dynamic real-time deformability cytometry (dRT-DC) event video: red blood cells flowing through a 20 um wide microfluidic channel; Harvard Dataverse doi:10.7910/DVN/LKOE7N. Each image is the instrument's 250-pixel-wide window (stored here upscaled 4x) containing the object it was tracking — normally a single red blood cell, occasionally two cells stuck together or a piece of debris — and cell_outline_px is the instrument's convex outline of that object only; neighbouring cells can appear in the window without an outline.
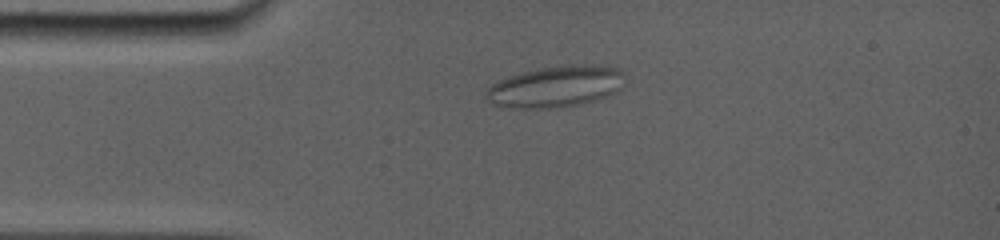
{"species": "common noctule bat (a hibernating species)", "species_latin": "Nyctalus noctula", "temperature_condition": "room temperature", "stored_images_in_passage": 8, "camera_frame_rate_fps": 5000, "um_per_image_px": 0.085, "animal": {"sex": "female", "body_mass_g": 19.0, "forearm_length_mm": 56.7}, "frame": {"image": 1, "passage_image": 4, "time_ms": 3.2, "image_size_px": [1000, 240], "cell_outline_px": [[624, 84], [616, 92], [592, 100], [576, 104], [548, 108], [508, 108], [488, 104], [484, 96], [488, 88], [492, 84], [500, 80], [524, 72], [544, 68], [584, 64], [620, 68], [624, 76]], "centroid_in_image_um": [47.2, 7.37], "position_along_channel_um": 37.8, "area_um2": 32.89}}
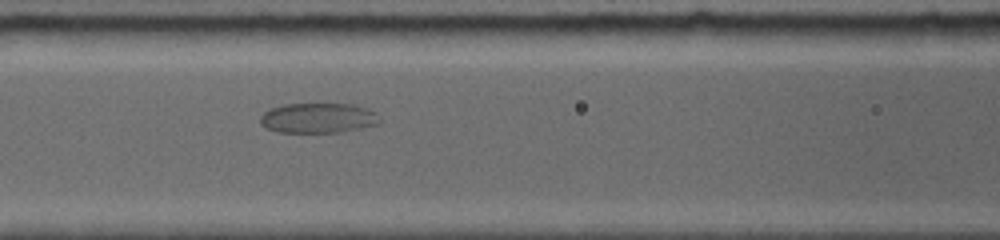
{"frame": {"image": 2, "passage_image": 7, "time_ms": 6.6, "image_size_px": [1000, 240], "cell_outline_px": [[380, 124], [340, 132], [276, 132], [260, 124], [260, 116], [264, 112], [272, 108], [284, 104], [356, 104], [368, 108], [376, 112], [380, 120]], "centroid_in_image_um": [27.07, 10.03], "position_along_channel_um": 139.5, "area_um2": 20.98}}
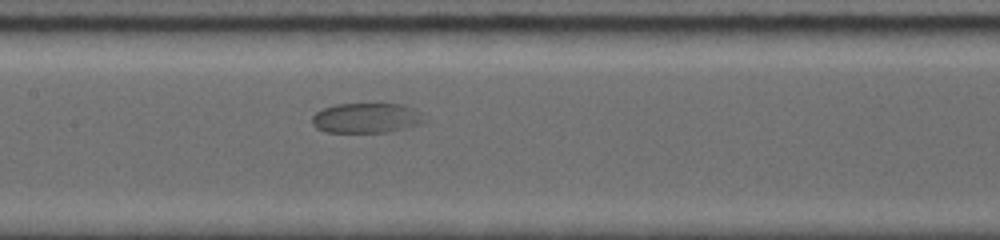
{"frame": {"image": 3, "passage_image": 8, "time_ms": 7.6, "image_size_px": [1000, 240], "cell_outline_px": [[428, 120], [424, 124], [388, 132], [324, 132], [316, 128], [312, 124], [312, 116], [316, 112], [324, 108], [336, 104], [404, 104], [420, 112]], "centroid_in_image_um": [31.19, 10.04], "position_along_channel_um": 176.2, "area_um2": 19.88}}